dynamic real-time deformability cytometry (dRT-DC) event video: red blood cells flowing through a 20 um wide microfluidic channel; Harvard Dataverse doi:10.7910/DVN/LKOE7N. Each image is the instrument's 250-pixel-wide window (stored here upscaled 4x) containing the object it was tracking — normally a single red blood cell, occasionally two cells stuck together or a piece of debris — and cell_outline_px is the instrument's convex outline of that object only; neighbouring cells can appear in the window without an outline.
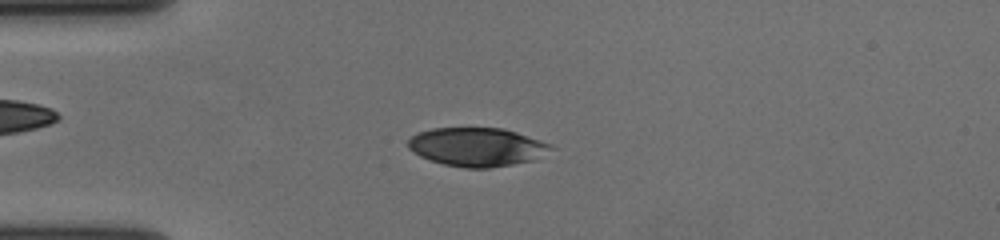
{"species": "human", "species_latin": "Homo sapiens", "temperature_condition": "cold", "stored_images_in_passage": 56, "camera_frame_rate_fps": 3000, "um_per_image_px": 0.085, "donor": {"sex": "female"}, "frame": {"image": 1, "passage_image": 14, "time_ms": 4.333, "image_size_px": [1000, 240], "cell_outline_px": [[556, 148], [532, 160], [512, 164], [488, 168], [464, 168], [444, 164], [420, 156], [412, 152], [408, 148], [408, 140], [416, 132], [432, 128], [504, 128], [552, 144]], "centroid_in_image_um": [40.53, 12.48], "position_along_channel_um": 44.5, "area_um2": 32.14}}
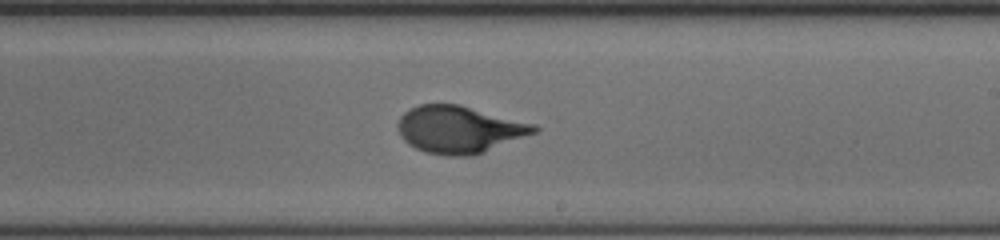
{"frame": {"image": 2, "passage_image": 33, "time_ms": 10.667, "image_size_px": [1000, 240], "cell_outline_px": [[540, 128], [536, 132], [484, 152], [472, 156], [444, 156], [424, 152], [408, 144], [400, 136], [400, 116], [404, 112], [420, 104], [460, 104], [536, 124]], "centroid_in_image_um": [39.06, 11.01], "position_along_channel_um": 249.9, "area_um2": 37.4}}
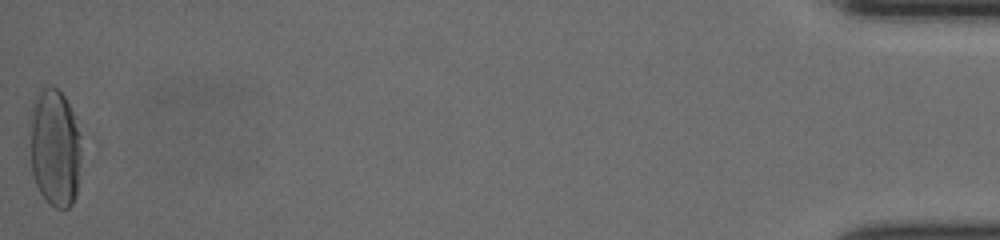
{"frame": {"image": 3, "passage_image": 56, "time_ms": 18.333, "image_size_px": [1000, 240], "cell_outline_px": [[84, 140], [76, 192], [72, 204], [68, 208], [56, 208], [48, 204], [40, 192], [32, 176], [28, 120], [32, 100], [36, 92], [40, 88], [48, 84], [52, 84], [64, 96], [84, 136]], "centroid_in_image_um": [4.65, 12.49], "position_along_channel_um": 430.5, "area_um2": 37.05}, "authors_computed_cell_mechanics": {"area_um2": 35.9805, "velocity_mm_per_s": 3.6361, "shape_relaxation_time_tau1_ms": 4.2521, "shape_relaxation_time_tau2_ms": null, "deformation_change_tau1": 0.2004, "deformation_change_tau2": null}}